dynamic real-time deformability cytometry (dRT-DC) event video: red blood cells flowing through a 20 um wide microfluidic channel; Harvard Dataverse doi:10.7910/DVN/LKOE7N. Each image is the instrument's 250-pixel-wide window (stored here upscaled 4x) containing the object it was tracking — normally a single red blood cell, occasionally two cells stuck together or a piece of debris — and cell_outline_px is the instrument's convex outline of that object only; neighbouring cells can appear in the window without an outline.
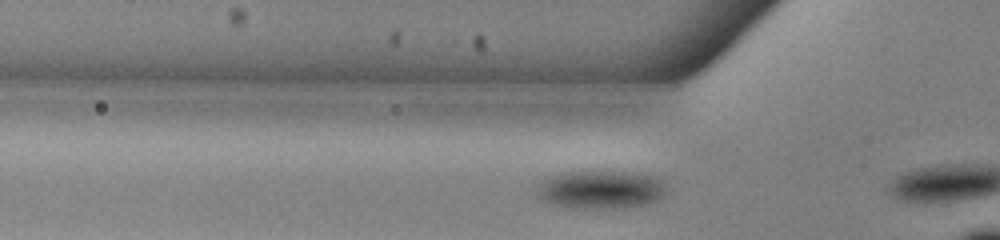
{"species": "common noctule bat (a hibernating species)", "species_latin": "Nyctalus noctula", "temperature_condition": "warm", "stored_images_in_passage": 7, "camera_frame_rate_fps": 3000, "um_per_image_px": 0.085, "animal": {"sex": "male", "body_mass_g": 13.0, "forearm_length_mm": 53.1}, "frame": {"image": 1, "passage_image": 6, "time_ms": 1.667, "image_size_px": [1000, 240], "cell_outline_px": [[668, 188], [664, 196], [660, 200], [648, 204], [624, 208], [564, 208], [552, 204], [536, 196], [536, 192], [540, 180], [548, 176], [560, 172], [592, 168], [604, 168], [636, 172], [656, 176], [664, 180]], "centroid_in_image_um": [51.08, 16.05], "position_along_channel_um": 74.7, "area_um2": 30.98}}